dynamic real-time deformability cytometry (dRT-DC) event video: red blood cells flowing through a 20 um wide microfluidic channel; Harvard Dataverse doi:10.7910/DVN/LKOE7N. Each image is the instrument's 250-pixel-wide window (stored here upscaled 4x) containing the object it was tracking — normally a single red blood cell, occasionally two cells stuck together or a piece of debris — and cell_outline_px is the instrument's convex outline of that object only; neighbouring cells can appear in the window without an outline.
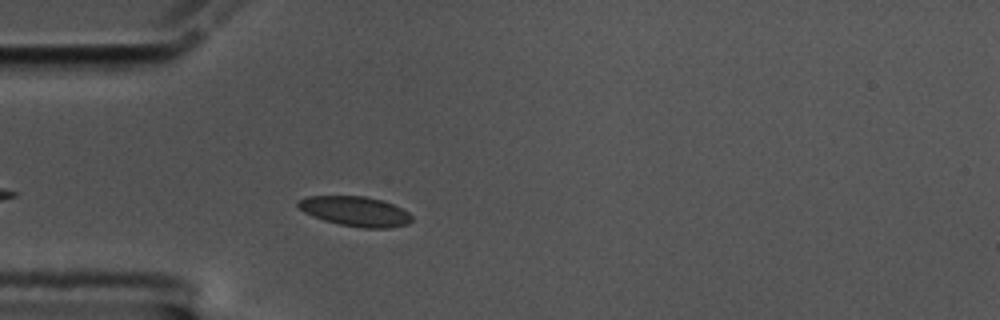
{"species": "common noctule bat (a hibernating species)", "species_latin": "Nyctalus noctula", "temperature_condition": "cold", "stored_images_in_passage": 33, "camera_frame_rate_fps": 3000, "um_per_image_px": 0.085, "animal": {"sex": "male", "body_mass_g": 17.5, "forearm_length_mm": 52.3}, "frame": {"image": 1, "passage_image": 6, "time_ms": 1.667, "image_size_px": [1000, 320], "cell_outline_px": [[412, 220], [408, 224], [388, 228], [360, 228], [340, 224], [324, 220], [312, 216], [304, 212], [296, 204], [296, 200], [308, 196], [364, 196], [380, 200], [392, 204], [408, 212], [412, 216]], "centroid_in_image_um": [30.17, 17.96], "position_along_channel_um": 54.8, "area_um2": 19.71}, "authors_computed_cell_mechanics": {"area_um2": 20.0566, "velocity_mm_per_s": 3.4833, "shape_relaxation_time_tau1_ms": null, "shape_relaxation_time_tau2_ms": 3.726, "deformation_change_tau1": null, "deformation_change_tau2": 0.1088}}